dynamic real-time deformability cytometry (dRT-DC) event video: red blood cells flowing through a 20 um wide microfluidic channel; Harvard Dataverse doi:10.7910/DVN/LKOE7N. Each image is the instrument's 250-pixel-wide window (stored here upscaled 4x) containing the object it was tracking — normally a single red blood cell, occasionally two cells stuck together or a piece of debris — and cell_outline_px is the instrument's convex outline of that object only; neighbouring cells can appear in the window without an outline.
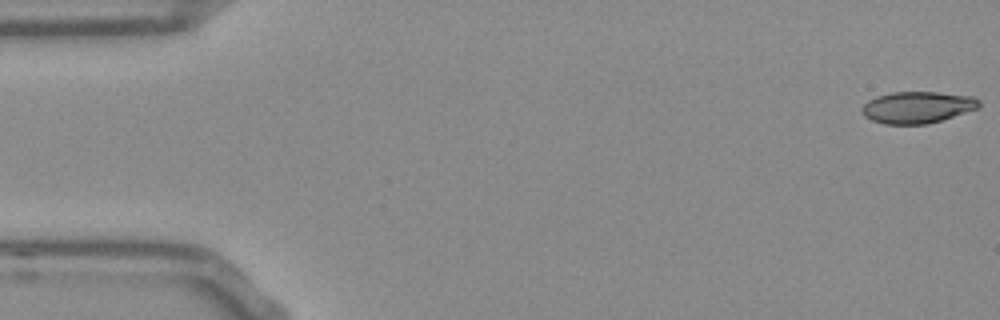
{"species": "Egyptian fruit bat (a non-hibernating species)", "species_latin": "Rousettus aegyptiacus", "temperature_condition": "room temperature", "stored_images_in_passage": 9, "camera_frame_rate_fps": 3000, "um_per_image_px": 0.085, "frame": {"image": 1, "passage_image": 1, "time_ms": 0.0, "image_size_px": [1000, 320], "cell_outline_px": [[980, 108], [928, 124], [884, 124], [872, 120], [864, 116], [860, 112], [860, 108], [868, 100], [876, 96], [892, 92], [936, 92], [972, 96], [980, 100]], "centroid_in_image_um": [77.96, 9.12], "position_along_channel_um": 7.0, "area_um2": 21.79}}